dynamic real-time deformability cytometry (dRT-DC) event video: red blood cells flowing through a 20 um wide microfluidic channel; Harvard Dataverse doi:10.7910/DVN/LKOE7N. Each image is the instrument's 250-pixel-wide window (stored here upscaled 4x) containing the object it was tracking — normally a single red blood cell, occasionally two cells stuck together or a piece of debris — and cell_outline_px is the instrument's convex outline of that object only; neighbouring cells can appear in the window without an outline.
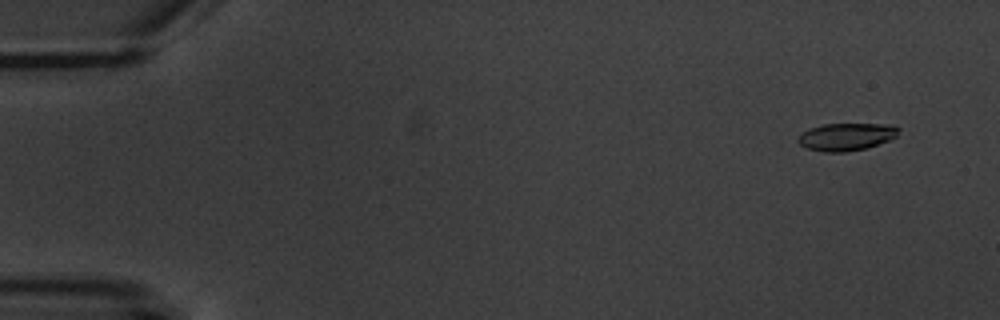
{"species": "common noctule bat (a hibernating species)", "species_latin": "Nyctalus noctula", "temperature_condition": "warm", "stored_images_in_passage": 5, "camera_frame_rate_fps": 3000, "um_per_image_px": 0.085, "animal": {"sex": "male", "body_mass_g": 20.1, "forearm_length_mm": 53.5}, "frame": {"image": 1, "passage_image": 1, "time_ms": 0.0, "image_size_px": [1000, 320], "cell_outline_px": [[900, 128], [896, 136], [892, 140], [868, 148], [848, 152], [824, 152], [808, 148], [800, 144], [796, 140], [796, 136], [812, 128], [824, 124], [892, 124]], "centroid_in_image_um": [71.98, 11.63], "position_along_channel_um": 13.0, "area_um2": 16.3}}